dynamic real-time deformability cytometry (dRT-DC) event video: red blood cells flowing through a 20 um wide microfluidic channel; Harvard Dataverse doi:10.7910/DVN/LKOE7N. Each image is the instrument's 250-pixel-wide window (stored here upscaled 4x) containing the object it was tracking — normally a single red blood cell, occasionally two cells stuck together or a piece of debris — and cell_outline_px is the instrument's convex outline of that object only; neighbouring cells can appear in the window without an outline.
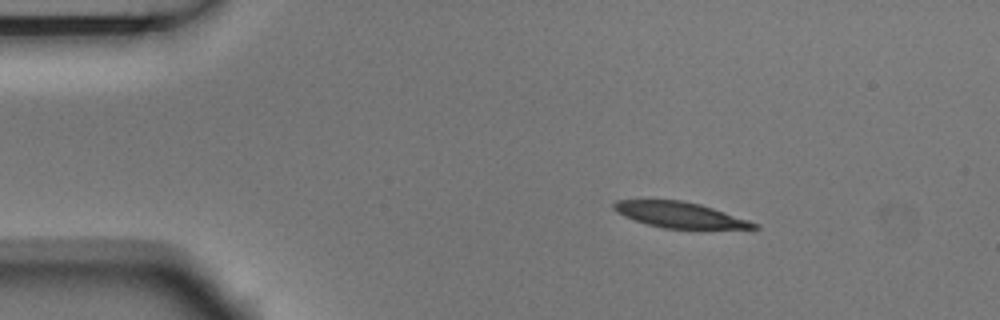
{"species": "Egyptian fruit bat (a non-hibernating species)", "species_latin": "Rousettus aegyptiacus", "temperature_condition": "room temperature", "stored_images_in_passage": 3, "camera_frame_rate_fps": 3000, "um_per_image_px": 0.085, "animal": {"sex": "male"}, "frame": {"image": 1, "passage_image": 1, "time_ms": 0.0, "image_size_px": [1000, 320], "cell_outline_px": [[760, 228], [664, 228], [648, 224], [624, 216], [612, 208], [612, 204], [616, 200], [684, 200], [700, 204], [760, 224]], "centroid_in_image_um": [57.76, 18.25], "position_along_channel_um": 27.2, "area_um2": 20.58}}